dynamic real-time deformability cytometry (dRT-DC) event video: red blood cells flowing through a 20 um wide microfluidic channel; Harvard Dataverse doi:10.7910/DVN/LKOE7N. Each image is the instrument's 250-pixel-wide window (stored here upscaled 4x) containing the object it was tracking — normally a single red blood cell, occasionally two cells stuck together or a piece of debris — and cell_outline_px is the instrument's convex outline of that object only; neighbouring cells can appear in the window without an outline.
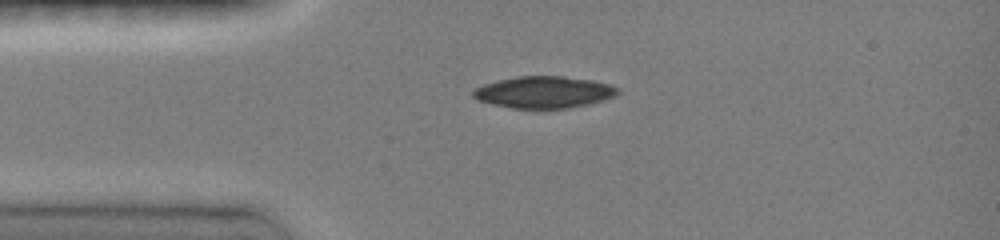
{"species": "common noctule bat (a hibernating species)", "species_latin": "Nyctalus noctula", "temperature_condition": "room temperature", "stored_images_in_passage": 27, "camera_frame_rate_fps": 3000, "um_per_image_px": 0.085, "animal": {"sex": "female", "body_mass_g": 19.0, "forearm_length_mm": 51.5}, "frame": {"image": 1, "passage_image": 1, "time_ms": 0.0, "image_size_px": [1000, 240], "cell_outline_px": [[620, 92], [616, 96], [588, 104], [568, 108], [512, 108], [492, 104], [476, 100], [472, 96], [472, 92], [476, 88], [484, 84], [496, 80], [516, 76], [564, 76], [592, 80], [608, 84], [620, 88]], "centroid_in_image_um": [46.23, 7.83], "position_along_channel_um": 38.8, "area_um2": 26.88}}
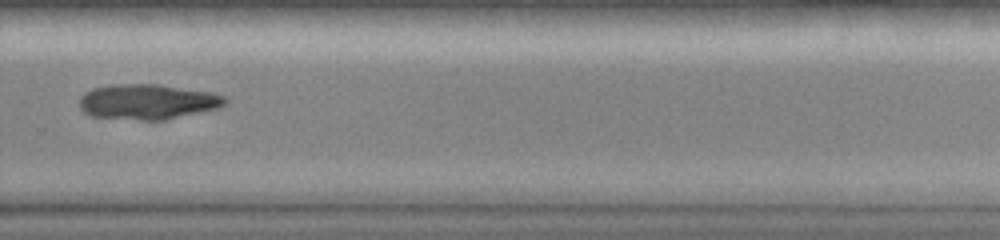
{"frame": {"image": 2, "passage_image": 17, "time_ms": 7.333, "image_size_px": [1000, 240], "cell_outline_px": [[228, 100], [220, 108], [164, 120], [140, 120], [92, 116], [84, 112], [80, 108], [80, 96], [84, 92], [92, 88], [112, 84], [156, 84], [212, 92], [224, 96]], "centroid_in_image_um": [12.54, 8.64], "position_along_channel_um": 317.3, "area_um2": 30.0}}
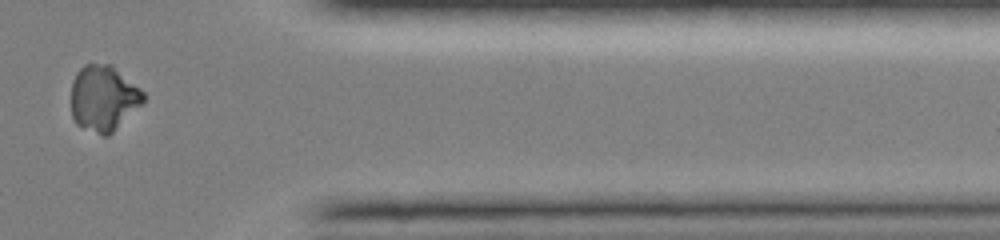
{"frame": {"image": 3, "passage_image": 22, "time_ms": 9.667, "image_size_px": [1000, 240], "cell_outline_px": [[148, 96], [108, 136], [104, 136], [76, 124], [72, 116], [72, 80], [76, 72], [84, 64], [112, 64], [140, 88]], "centroid_in_image_um": [8.79, 8.31], "position_along_channel_um": 402.6, "area_um2": 27.46}}